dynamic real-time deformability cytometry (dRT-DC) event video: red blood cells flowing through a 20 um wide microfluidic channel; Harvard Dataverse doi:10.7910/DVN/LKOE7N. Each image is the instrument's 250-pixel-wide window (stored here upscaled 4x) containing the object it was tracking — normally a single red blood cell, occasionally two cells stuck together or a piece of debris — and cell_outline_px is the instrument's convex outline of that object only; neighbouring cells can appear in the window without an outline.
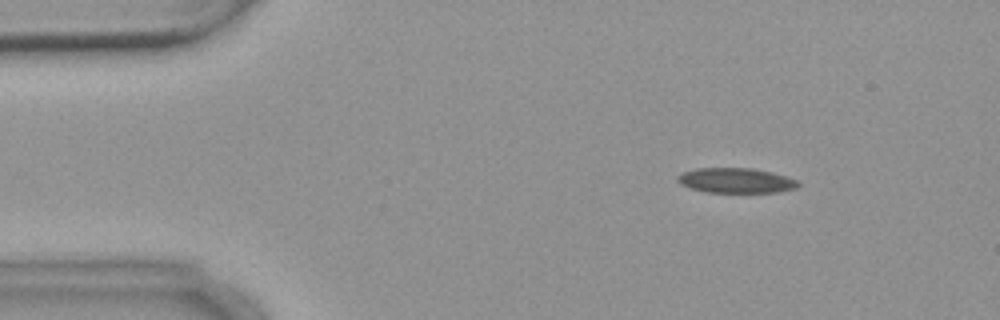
{"species": "common noctule bat (a hibernating species)", "species_latin": "Nyctalus noctula", "temperature_condition": "warm", "stored_images_in_passage": 4, "camera_frame_rate_fps": 3000, "um_per_image_px": 0.085, "animal": {"sex": "female", "body_mass_g": 18.4}, "frame": {"image": 1, "passage_image": 2, "time_ms": 2.0, "image_size_px": [1000, 320], "cell_outline_px": [[800, 184], [796, 188], [776, 192], [708, 192], [692, 188], [680, 184], [676, 180], [676, 176], [684, 172], [696, 168], [752, 168], [772, 172], [796, 180]], "centroid_in_image_um": [62.53, 15.33], "position_along_channel_um": 22.5, "area_um2": 17.4}}